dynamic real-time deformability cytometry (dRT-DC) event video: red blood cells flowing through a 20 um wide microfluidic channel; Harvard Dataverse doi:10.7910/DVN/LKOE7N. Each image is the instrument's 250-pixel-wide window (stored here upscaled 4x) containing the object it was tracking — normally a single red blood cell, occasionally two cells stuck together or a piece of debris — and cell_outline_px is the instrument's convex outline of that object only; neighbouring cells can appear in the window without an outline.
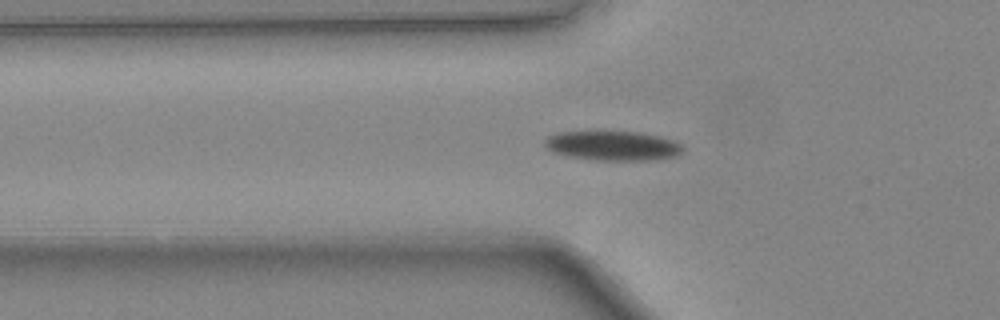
{"species": "common noctule bat (a hibernating species)", "species_latin": "Nyctalus noctula", "temperature_condition": "warm", "stored_images_in_passage": 46, "camera_frame_rate_fps": 3000, "um_per_image_px": 0.085, "animal": {"sex": "female", "body_mass_g": 24.6, "forearm_length_mm": 56.2}, "frame": {"image": 1, "passage_image": 15, "time_ms": 4.667, "image_size_px": [1000, 320], "cell_outline_px": [[684, 148], [676, 156], [652, 160], [592, 160], [568, 156], [552, 152], [544, 148], [544, 140], [548, 136], [556, 132], [592, 128], [596, 128], [640, 132], [672, 140], [680, 144]], "centroid_in_image_um": [51.95, 12.33], "position_along_channel_um": 73.8, "area_um2": 24.97}}
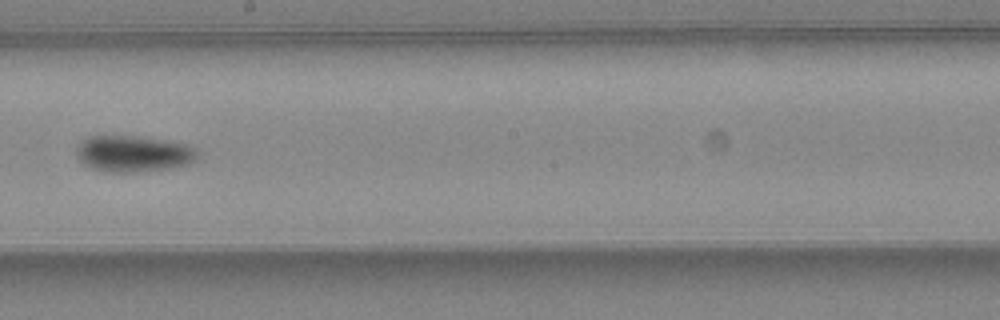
{"frame": {"image": 2, "passage_image": 26, "time_ms": 8.333, "image_size_px": [1000, 320], "cell_outline_px": [[200, 156], [196, 160], [188, 164], [172, 168], [144, 172], [104, 172], [88, 168], [76, 156], [76, 148], [88, 136], [140, 136], [184, 144], [196, 148], [200, 152]], "centroid_in_image_um": [11.35, 13.09], "position_along_channel_um": 236.8, "area_um2": 26.01}}
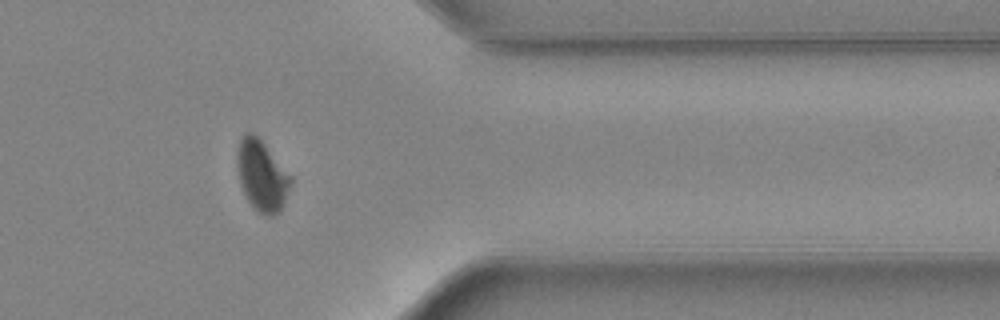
{"frame": {"image": 3, "passage_image": 37, "time_ms": 12.0, "image_size_px": [1000, 320], "cell_outline_px": [[292, 184], [280, 212], [272, 216], [268, 216], [256, 212], [248, 200], [240, 184], [236, 164], [236, 152], [240, 140], [248, 132], [252, 132], [264, 144], [292, 176]], "centroid_in_image_um": [22.26, 14.96], "position_along_channel_um": 389.1, "area_um2": 22.14}, "authors_computed_cell_mechanics": {"area_um2": 23.2356, "velocity_mm_per_s": 4.4427, "shape_relaxation_time_tau1_ms": 3.8479, "shape_relaxation_time_tau2_ms": 4.1835, "deformation_change_tau1": 0.1547, "deformation_change_tau2": 0.0661}}